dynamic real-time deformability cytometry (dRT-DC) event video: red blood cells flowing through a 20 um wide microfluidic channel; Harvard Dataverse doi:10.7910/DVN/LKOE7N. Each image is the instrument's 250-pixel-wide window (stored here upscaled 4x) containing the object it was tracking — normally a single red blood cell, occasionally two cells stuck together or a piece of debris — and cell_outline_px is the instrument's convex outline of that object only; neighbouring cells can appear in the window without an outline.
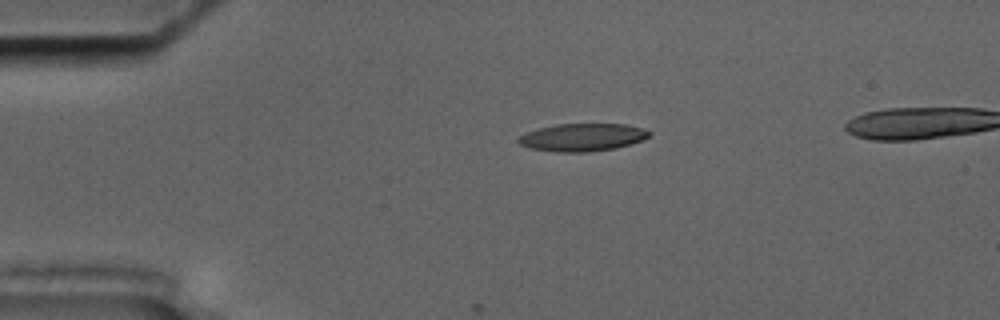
{"species": "common noctule bat (a hibernating species)", "species_latin": "Nyctalus noctula", "temperature_condition": "cold", "stored_images_in_passage": 4, "camera_frame_rate_fps": 3000, "um_per_image_px": 0.085, "animal": {"sex": "male", "body_mass_g": 17.5, "forearm_length_mm": 52.3}, "frame": {"image": 1, "passage_image": 1, "time_ms": 0.0, "image_size_px": [1000, 320], "cell_outline_px": [[652, 132], [644, 140], [616, 148], [588, 152], [560, 152], [528, 148], [520, 144], [516, 140], [520, 136], [528, 132], [540, 128], [556, 124], [624, 124], [644, 128]], "centroid_in_image_um": [49.53, 11.67], "position_along_channel_um": 35.5, "area_um2": 21.1}}